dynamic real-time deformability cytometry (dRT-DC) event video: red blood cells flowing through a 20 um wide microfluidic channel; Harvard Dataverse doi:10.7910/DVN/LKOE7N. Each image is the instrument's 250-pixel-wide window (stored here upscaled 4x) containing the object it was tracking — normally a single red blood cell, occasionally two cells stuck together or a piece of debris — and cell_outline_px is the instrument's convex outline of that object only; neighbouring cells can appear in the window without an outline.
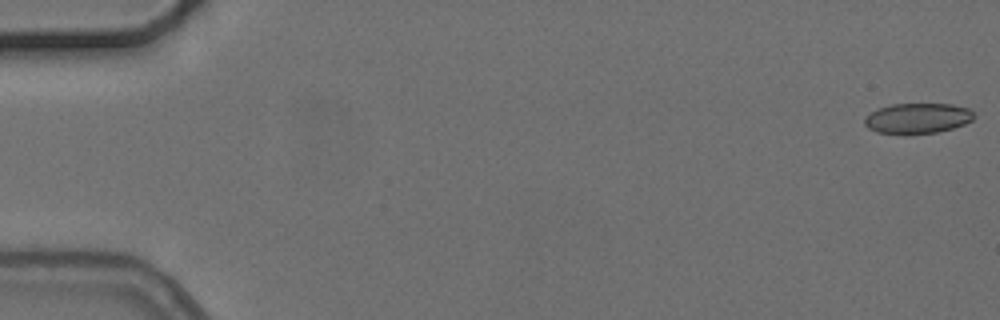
{"species": "common noctule bat (a hibernating species)", "species_latin": "Nyctalus noctula", "temperature_condition": "cold", "stored_images_in_passage": 6, "segment_of_instrument_passage": [1, 2], "camera_frame_rate_fps": 3000, "um_per_image_px": 0.085, "animal": {"sex": "female", "body_mass_g": 24.6, "forearm_length_mm": 56.2}, "frame": {"image": 1, "passage_image": 1, "time_ms": 0.0, "image_size_px": [1000, 320], "cell_outline_px": [[976, 116], [972, 120], [964, 124], [952, 128], [936, 132], [908, 136], [904, 136], [876, 132], [868, 128], [864, 124], [864, 116], [880, 108], [892, 104], [952, 104], [968, 108]], "centroid_in_image_um": [77.96, 10.09], "position_along_channel_um": 7.0, "area_um2": 19.77}}
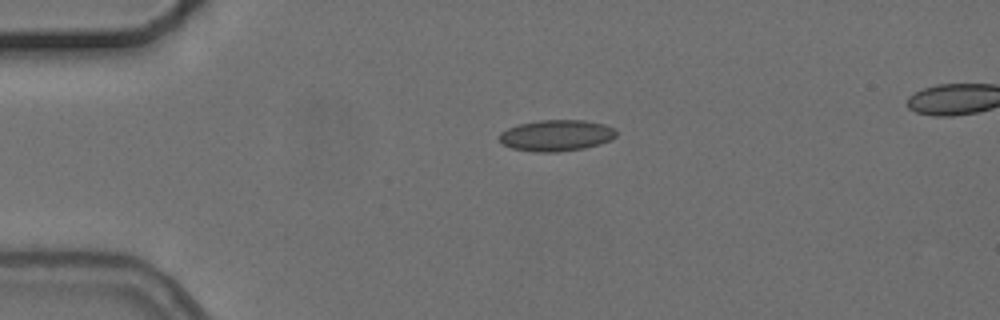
{"frame": {"image": 2, "passage_image": 4, "time_ms": 4.0, "image_size_px": [1000, 320], "cell_outline_px": [[616, 136], [612, 140], [600, 144], [584, 148], [556, 152], [536, 152], [512, 148], [500, 144], [496, 136], [500, 132], [508, 128], [520, 124], [540, 120], [584, 120], [604, 124], [616, 128]], "centroid_in_image_um": [47.27, 11.52], "position_along_channel_um": 37.7, "area_um2": 21.56}}